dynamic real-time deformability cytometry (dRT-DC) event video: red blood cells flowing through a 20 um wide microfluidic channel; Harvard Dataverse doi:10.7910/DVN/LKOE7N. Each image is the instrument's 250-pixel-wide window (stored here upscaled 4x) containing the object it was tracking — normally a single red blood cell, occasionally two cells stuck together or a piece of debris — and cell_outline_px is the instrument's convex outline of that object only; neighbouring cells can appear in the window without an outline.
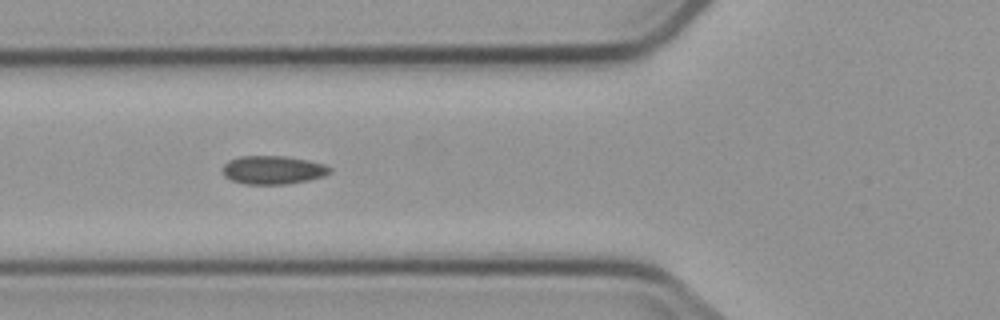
{"species": "common noctule bat (a hibernating species)", "species_latin": "Nyctalus noctula", "temperature_condition": "cold", "stored_images_in_passage": 9, "camera_frame_rate_fps": 3000, "um_per_image_px": 0.085, "animal": {"sex": "male", "body_mass_g": 23.1, "forearm_length_mm": 52.7}, "frame": {"image": 1, "passage_image": 6, "time_ms": 6.667, "image_size_px": [1000, 320], "cell_outline_px": [[332, 172], [324, 176], [308, 180], [284, 184], [244, 184], [232, 180], [224, 176], [224, 164], [228, 160], [240, 156], [284, 156], [308, 160], [324, 164], [332, 168]], "centroid_in_image_um": [23.22, 14.44], "position_along_channel_um": 102.6, "area_um2": 17.74}}
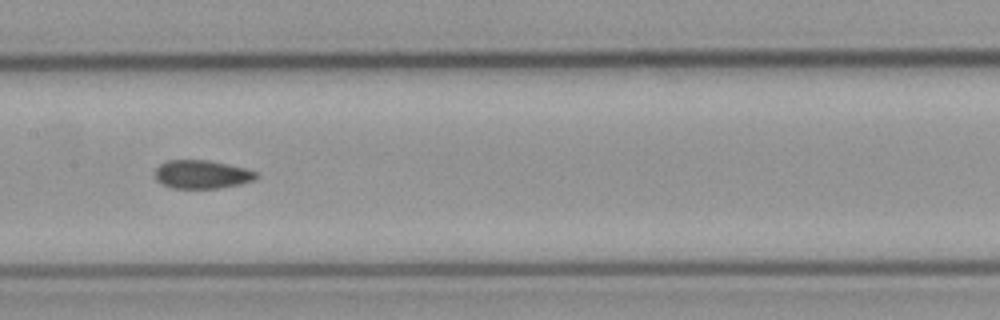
{"frame": {"image": 2, "passage_image": 8, "time_ms": 9.0, "image_size_px": [1000, 320], "cell_outline_px": [[260, 176], [252, 180], [240, 184], [220, 188], [172, 188], [156, 180], [156, 168], [160, 164], [168, 160], [204, 160], [228, 164], [244, 168], [256, 172]], "centroid_in_image_um": [17.16, 14.82], "position_along_channel_um": 190.2, "area_um2": 16.59}}
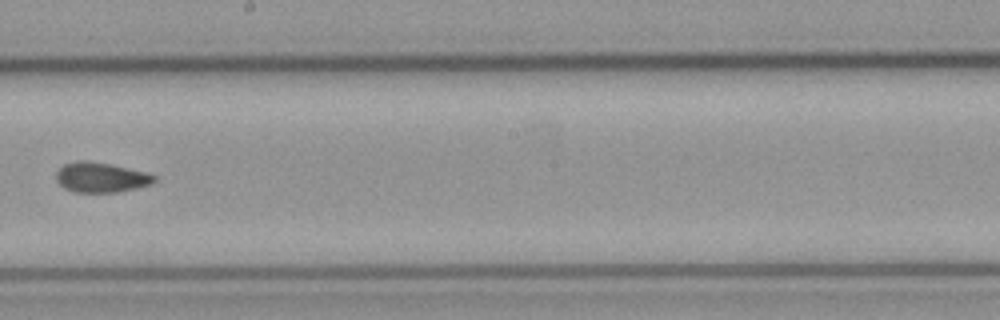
{"frame": {"image": 3, "passage_image": 9, "time_ms": 10.333, "image_size_px": [1000, 320], "cell_outline_px": [[156, 180], [152, 184], [136, 188], [116, 192], [76, 192], [64, 188], [56, 180], [56, 172], [64, 164], [76, 160], [88, 160], [112, 164], [144, 172], [156, 176]], "centroid_in_image_um": [8.56, 15.06], "position_along_channel_um": 239.6, "area_um2": 17.17}}